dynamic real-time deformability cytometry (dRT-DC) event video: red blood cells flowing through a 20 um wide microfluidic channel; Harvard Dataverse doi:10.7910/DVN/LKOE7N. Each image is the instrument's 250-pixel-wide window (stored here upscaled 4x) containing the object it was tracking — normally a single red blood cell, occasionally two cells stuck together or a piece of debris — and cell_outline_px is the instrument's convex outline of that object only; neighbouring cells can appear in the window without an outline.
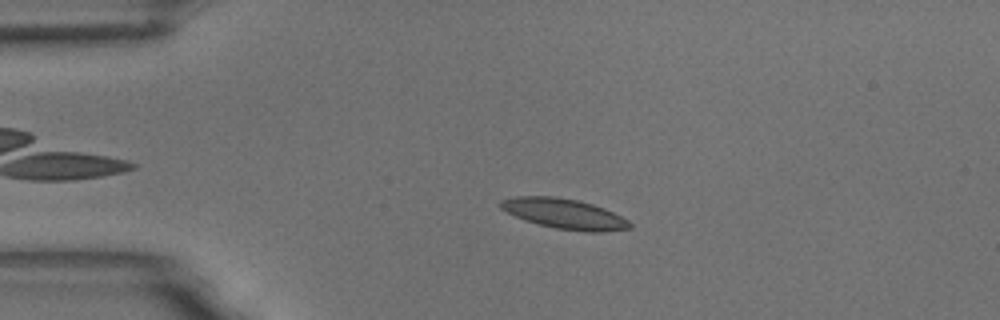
{"species": "common noctule bat (a hibernating species)", "species_latin": "Nyctalus noctula", "temperature_condition": "room temperature", "stored_images_in_passage": 49, "camera_frame_rate_fps": 3000, "um_per_image_px": 0.085, "animal": {"sex": "male", "body_mass_g": 18.8}, "frame": {"image": 1, "passage_image": 4, "time_ms": 1.0, "image_size_px": [1000, 320], "cell_outline_px": [[632, 228], [600, 232], [584, 232], [556, 228], [524, 220], [500, 208], [500, 200], [516, 196], [552, 196], [576, 200], [592, 204], [604, 208], [628, 220], [632, 224]], "centroid_in_image_um": [47.97, 18.17], "position_along_channel_um": 37.0, "area_um2": 22.48}}
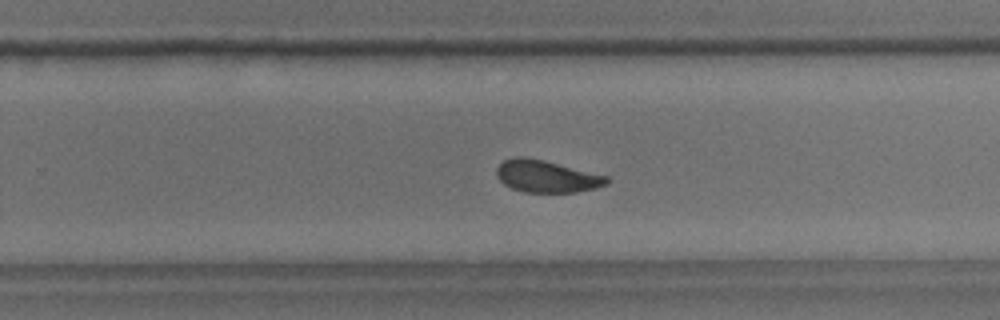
{"frame": {"image": 2, "passage_image": 28, "time_ms": 9.0, "image_size_px": [1000, 320], "cell_outline_px": [[608, 184], [596, 188], [576, 192], [524, 192], [512, 188], [504, 184], [496, 176], [496, 168], [504, 160], [512, 156], [524, 156], [544, 160], [608, 176]], "centroid_in_image_um": [46.44, 14.98], "position_along_channel_um": 283.4, "area_um2": 20.69}}
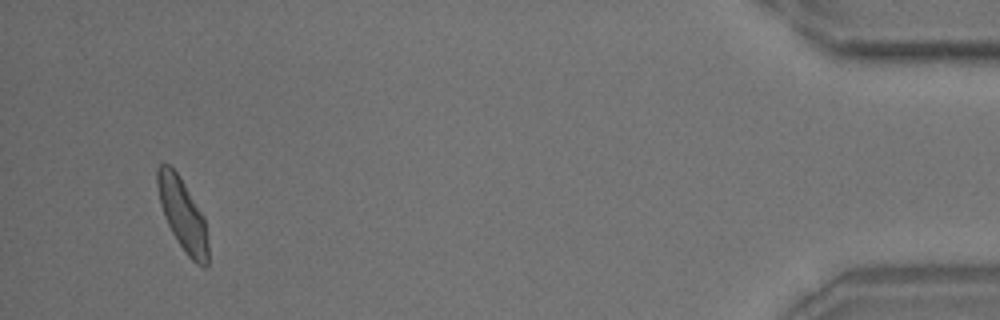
{"frame": {"image": 3, "passage_image": 46, "time_ms": 15.0, "image_size_px": [1000, 320], "cell_outline_px": [[208, 264], [204, 268], [196, 264], [184, 252], [172, 232], [164, 216], [160, 204], [156, 184], [156, 168], [160, 164], [168, 164], [176, 172], [184, 184], [204, 216], [208, 240]], "centroid_in_image_um": [15.52, 18.27], "position_along_channel_um": 419.7, "area_um2": 21.27}, "authors_computed_cell_mechanics": {"area_um2": 21.2126, "velocity_mm_per_s": 3.517, "shape_relaxation_time_tau1_ms": 4.2719, "shape_relaxation_time_tau2_ms": 2.9093, "deformation_change_tau1": 0.111, "deformation_change_tau2": 0.0796}}